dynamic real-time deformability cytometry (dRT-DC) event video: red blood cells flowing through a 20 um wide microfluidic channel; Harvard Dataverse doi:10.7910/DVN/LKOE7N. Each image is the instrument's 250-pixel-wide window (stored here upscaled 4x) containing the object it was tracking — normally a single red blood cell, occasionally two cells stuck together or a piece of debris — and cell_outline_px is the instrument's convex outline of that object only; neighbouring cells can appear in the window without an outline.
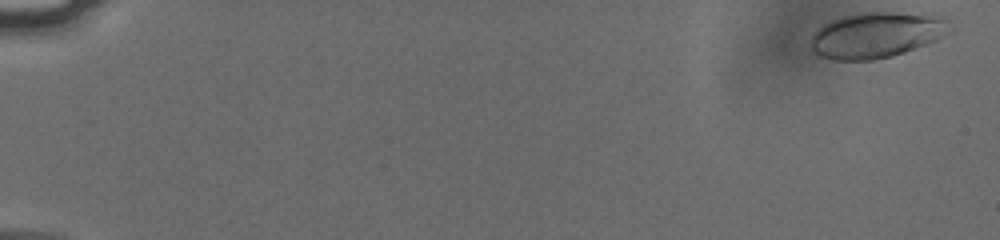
{"species": "human", "species_latin": "Homo sapiens", "temperature_condition": "cold", "stored_images_in_passage": 49, "camera_frame_rate_fps": 3000, "um_per_image_px": 0.085, "donor": {"sex": "male"}, "frame": {"image": 1, "passage_image": 1, "time_ms": 0.0, "image_size_px": [1000, 240], "cell_outline_px": [[956, 28], [952, 32], [928, 44], [892, 56], [872, 60], [832, 60], [820, 56], [812, 52], [812, 32], [824, 24], [832, 20], [844, 16], [864, 12], [896, 12], [928, 16], [944, 20]], "centroid_in_image_um": [74.48, 3.0], "position_along_channel_um": 10.5, "area_um2": 36.88}}
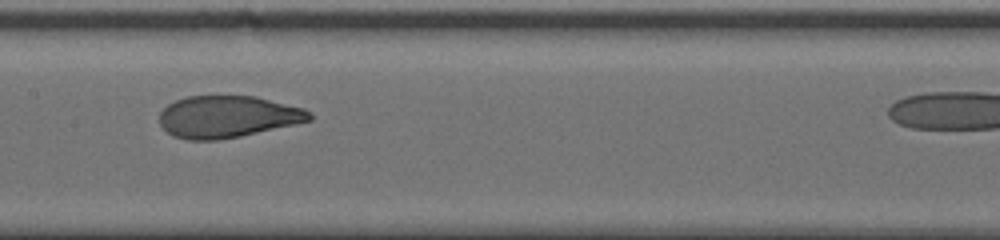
{"frame": {"image": 2, "passage_image": 30, "time_ms": 9.667, "image_size_px": [1000, 240], "cell_outline_px": [[312, 120], [240, 136], [216, 140], [188, 140], [172, 136], [160, 124], [160, 112], [168, 104], [176, 100], [188, 96], [256, 96], [304, 108], [312, 112]], "centroid_in_image_um": [19.35, 9.91], "position_along_channel_um": 188.1, "area_um2": 36.53}}
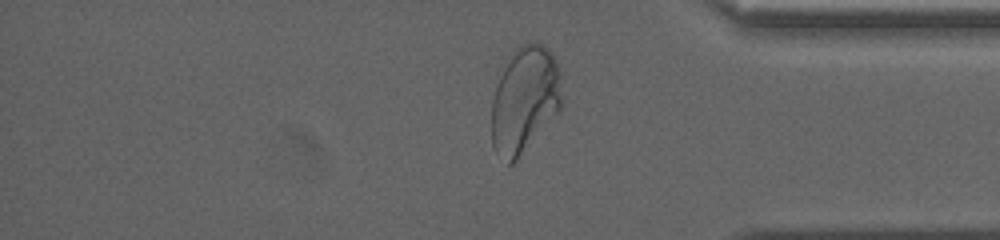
{"frame": {"image": 3, "passage_image": 47, "time_ms": 15.333, "image_size_px": [1000, 240], "cell_outline_px": [[560, 108], [516, 160], [512, 164], [508, 164], [492, 148], [492, 100], [496, 84], [508, 60], [516, 48], [520, 44], [536, 40], [544, 44], [552, 52], [560, 76]], "centroid_in_image_um": [44.57, 8.43], "position_along_channel_um": 390.6, "area_um2": 42.95}}